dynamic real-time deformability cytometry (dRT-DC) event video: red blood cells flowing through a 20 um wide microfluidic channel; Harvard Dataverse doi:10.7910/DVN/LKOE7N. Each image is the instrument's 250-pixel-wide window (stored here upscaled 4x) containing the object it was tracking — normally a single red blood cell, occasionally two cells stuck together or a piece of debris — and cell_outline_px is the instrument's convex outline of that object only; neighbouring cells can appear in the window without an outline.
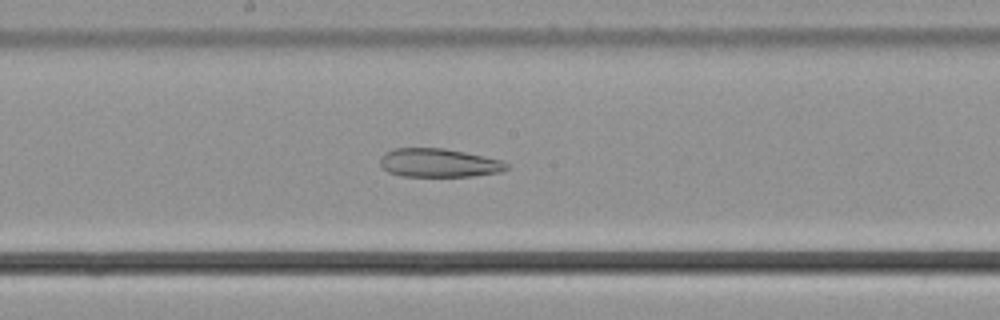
{"species": "common noctule bat (a hibernating species)", "species_latin": "Nyctalus noctula", "temperature_condition": "cold", "stored_images_in_passage": 50, "camera_frame_rate_fps": 3000, "um_per_image_px": 0.085, "animal": {"sex": "male", "body_mass_g": 21.5, "forearm_length_mm": 52.0}, "frame": {"image": 1, "passage_image": 25, "time_ms": 8.0, "image_size_px": [1000, 320], "cell_outline_px": [[508, 168], [500, 172], [472, 176], [400, 176], [388, 172], [380, 164], [380, 156], [384, 152], [396, 148], [444, 148], [484, 156], [500, 160], [508, 164]], "centroid_in_image_um": [37.26, 13.84], "position_along_channel_um": 210.9, "area_um2": 21.04}}
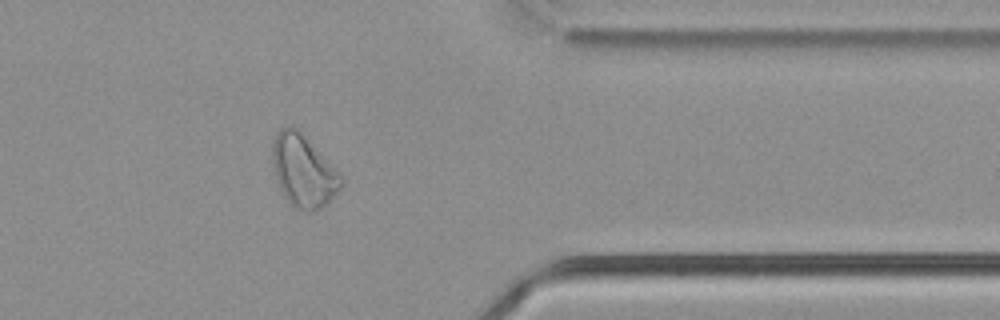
{"frame": {"image": 2, "passage_image": 40, "time_ms": 13.0, "image_size_px": [1000, 320], "cell_outline_px": [[344, 184], [320, 208], [312, 212], [300, 212], [284, 196], [276, 180], [272, 160], [272, 140], [276, 132], [280, 128], [288, 124], [292, 124], [340, 172], [344, 180]], "centroid_in_image_um": [25.76, 14.51], "position_along_channel_um": 385.6, "area_um2": 28.9}}
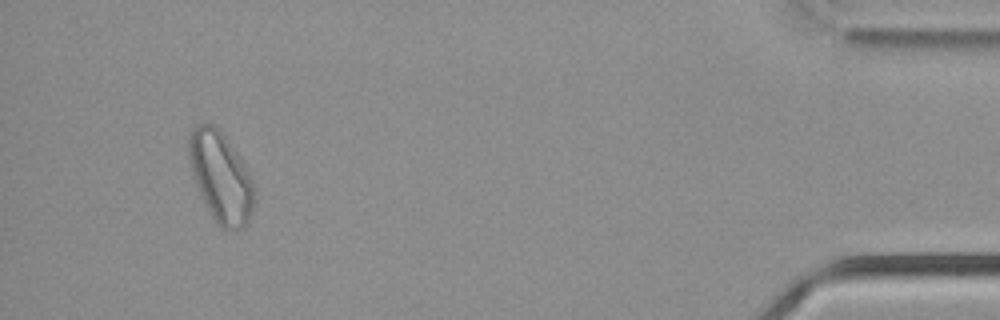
{"frame": {"image": 3, "passage_image": 47, "time_ms": 15.333, "image_size_px": [1000, 320], "cell_outline_px": [[256, 192], [252, 212], [244, 228], [232, 232], [228, 232], [220, 228], [216, 224], [196, 184], [192, 172], [188, 156], [188, 136], [192, 128], [200, 124], [212, 124], [224, 136], [236, 152], [252, 180]], "centroid_in_image_um": [18.77, 15.11], "position_along_channel_um": 416.4, "area_um2": 34.22}}